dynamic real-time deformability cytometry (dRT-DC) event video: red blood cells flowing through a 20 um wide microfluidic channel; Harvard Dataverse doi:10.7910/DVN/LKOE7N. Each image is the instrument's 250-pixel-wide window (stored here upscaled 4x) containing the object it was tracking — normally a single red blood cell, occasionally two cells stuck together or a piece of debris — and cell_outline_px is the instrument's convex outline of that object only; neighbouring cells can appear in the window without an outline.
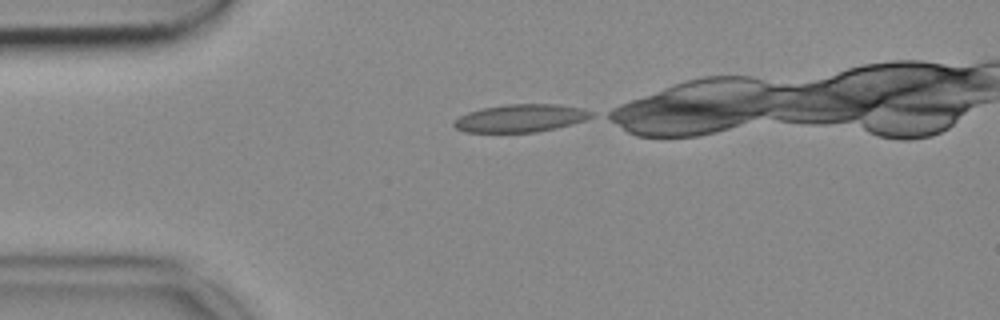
{"species": "common noctule bat (a hibernating species)", "species_latin": "Nyctalus noctula", "temperature_condition": "cold", "stored_images_in_passage": 31, "camera_frame_rate_fps": 3000, "um_per_image_px": 0.085, "animal": {"sex": "female", "body_mass_g": 18.4}, "frame": {"image": 1, "passage_image": 1, "time_ms": 0.0, "image_size_px": [1000, 320], "cell_outline_px": [[592, 116], [584, 120], [556, 128], [536, 132], [464, 132], [456, 128], [452, 124], [452, 120], [468, 112], [480, 108], [504, 104], [556, 104], [584, 108], [592, 112]], "centroid_in_image_um": [44.2, 10.04], "position_along_channel_um": 40.8, "area_um2": 22.31}}
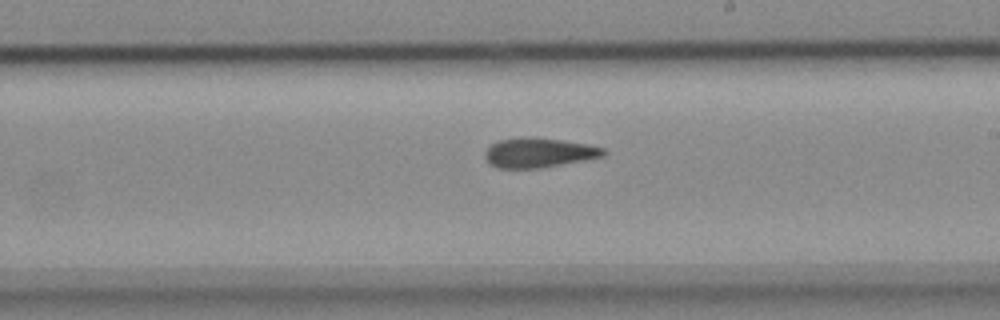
{"frame": {"image": 2, "passage_image": 19, "time_ms": 6.0, "image_size_px": [1000, 320], "cell_outline_px": [[608, 152], [604, 156], [584, 160], [540, 168], [500, 168], [492, 164], [484, 156], [484, 152], [492, 144], [500, 140], [560, 140], [588, 144], [604, 148]], "centroid_in_image_um": [45.87, 13.02], "position_along_channel_um": 243.1, "area_um2": 19.42}}
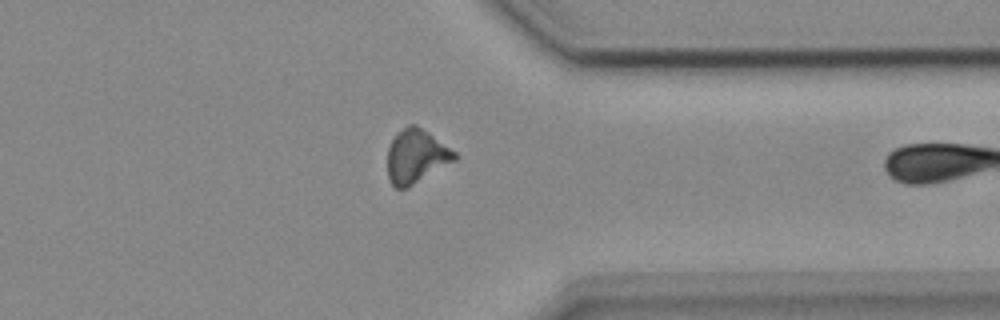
{"frame": {"image": 3, "passage_image": 30, "time_ms": 9.667, "image_size_px": [1000, 320], "cell_outline_px": [[460, 156], [456, 160], [408, 188], [396, 188], [388, 180], [388, 148], [392, 140], [408, 124], [416, 124], [428, 132], [456, 152]], "centroid_in_image_um": [35.39, 13.3], "position_along_channel_um": 376.0, "area_um2": 20.98}}